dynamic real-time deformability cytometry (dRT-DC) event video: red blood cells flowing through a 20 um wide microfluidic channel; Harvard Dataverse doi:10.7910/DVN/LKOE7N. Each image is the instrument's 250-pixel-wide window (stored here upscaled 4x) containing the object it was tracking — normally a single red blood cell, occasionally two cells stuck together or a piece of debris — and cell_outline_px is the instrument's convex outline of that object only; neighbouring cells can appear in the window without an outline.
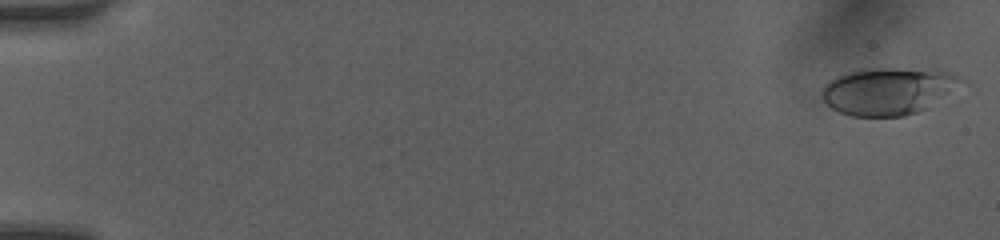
{"species": "human", "species_latin": "Homo sapiens", "temperature_condition": "room temperature", "stored_images_in_passage": 43, "camera_frame_rate_fps": 3000, "um_per_image_px": 0.085, "donor": {"sex": "female"}, "frame": {"image": 1, "passage_image": 1, "time_ms": 0.0, "image_size_px": [1000, 240], "cell_outline_px": [[968, 80], [952, 104], [904, 116], [852, 116], [840, 112], [832, 108], [820, 96], [820, 92], [828, 80], [848, 72], [880, 68], [884, 68], [952, 72]], "centroid_in_image_um": [75.77, 7.79], "position_along_channel_um": 9.2, "area_um2": 40.17}}
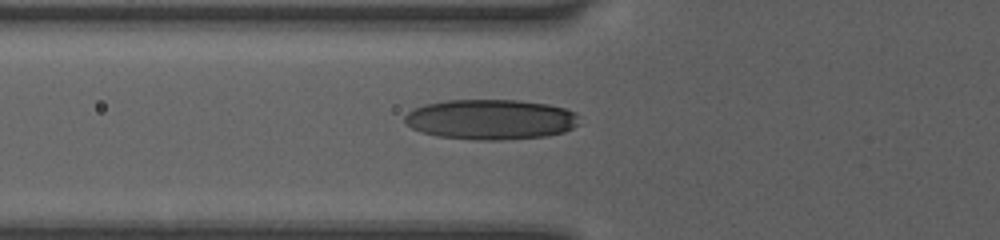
{"frame": {"image": 2, "passage_image": 30, "time_ms": 6.0, "image_size_px": [1000, 240], "cell_outline_px": [[580, 124], [564, 132], [548, 136], [504, 140], [476, 140], [436, 136], [420, 132], [412, 128], [404, 120], [404, 116], [412, 108], [424, 104], [448, 100], [516, 100], [548, 104], [564, 108], [576, 112], [580, 116]], "centroid_in_image_um": [41.73, 10.16], "position_along_channel_um": 84.1, "area_um2": 41.38}}
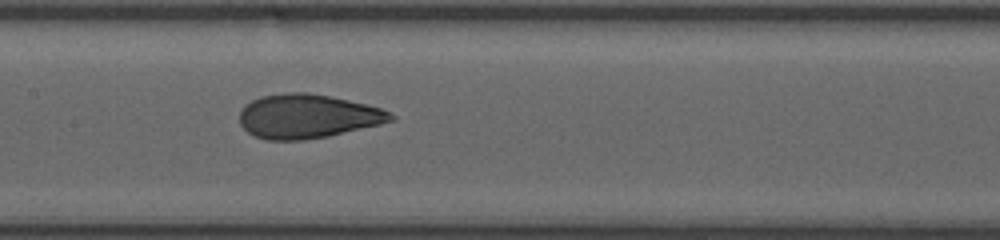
{"frame": {"image": 3, "passage_image": 42, "time_ms": 8.333, "image_size_px": [1000, 240], "cell_outline_px": [[396, 120], [380, 124], [328, 136], [304, 140], [268, 140], [256, 136], [248, 132], [240, 124], [240, 112], [252, 100], [260, 96], [288, 92], [308, 92], [348, 100], [380, 108], [396, 116]], "centroid_in_image_um": [26.14, 9.88], "position_along_channel_um": 181.3, "area_um2": 38.49}}